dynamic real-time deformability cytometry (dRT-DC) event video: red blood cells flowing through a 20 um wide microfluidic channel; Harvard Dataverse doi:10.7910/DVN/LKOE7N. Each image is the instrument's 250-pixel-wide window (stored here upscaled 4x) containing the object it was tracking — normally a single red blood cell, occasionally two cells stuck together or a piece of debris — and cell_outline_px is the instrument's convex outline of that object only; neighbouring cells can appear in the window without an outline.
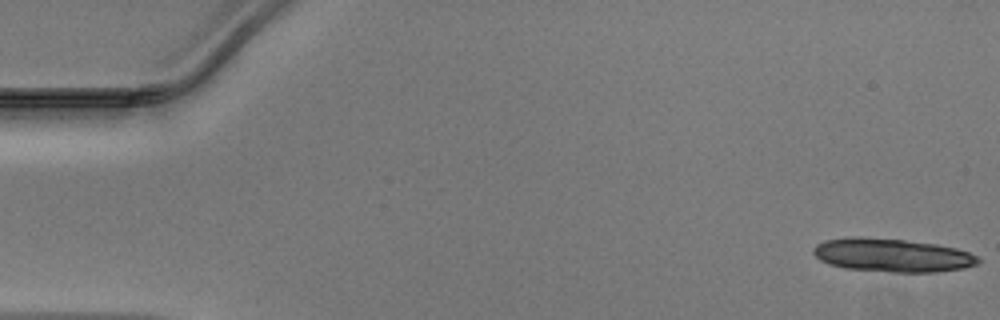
{"species": "Egyptian fruit bat (a non-hibernating species)", "species_latin": "Rousettus aegyptiacus", "temperature_condition": "warm", "stored_images_in_passage": 14, "camera_frame_rate_fps": 3000, "um_per_image_px": 0.085, "animal": {"sex": "male"}, "frame": {"image": 1, "passage_image": 1, "time_ms": 0.0, "image_size_px": [1000, 320], "cell_outline_px": [[980, 260], [976, 264], [964, 268], [936, 272], [892, 272], [844, 268], [828, 264], [820, 260], [812, 252], [812, 248], [816, 244], [824, 240], [852, 236], [904, 240], [936, 244], [956, 248], [968, 252], [976, 256]], "centroid_in_image_um": [75.79, 21.69], "position_along_channel_um": 9.2, "area_um2": 32.08}}